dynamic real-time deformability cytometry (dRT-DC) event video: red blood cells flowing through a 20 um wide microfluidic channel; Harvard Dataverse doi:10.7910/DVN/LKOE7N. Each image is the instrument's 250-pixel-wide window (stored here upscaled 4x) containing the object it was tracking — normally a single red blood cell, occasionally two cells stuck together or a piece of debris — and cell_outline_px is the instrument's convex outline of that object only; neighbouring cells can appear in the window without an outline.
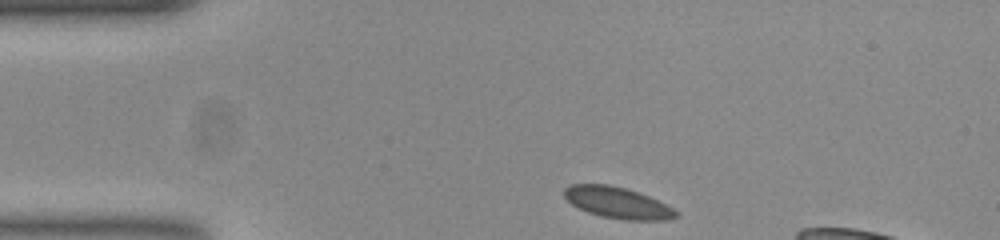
{"species": "common noctule bat (a hibernating species)", "species_latin": "Nyctalus noctula", "temperature_condition": "room temperature", "stored_images_in_passage": 46, "camera_frame_rate_fps": 3000, "um_per_image_px": 0.085, "animal": {"sex": "female", "body_mass_g": 23.0, "forearm_length_mm": 53.4}, "frame": {"image": 1, "passage_image": 1, "time_ms": 0.0, "image_size_px": [1000, 240], "cell_outline_px": [[676, 216], [660, 220], [624, 220], [600, 216], [588, 212], [572, 204], [564, 196], [564, 188], [572, 184], [608, 184], [624, 188], [648, 196], [672, 208], [676, 212]], "centroid_in_image_um": [52.42, 17.22], "position_along_channel_um": 32.6, "area_um2": 19.88}}
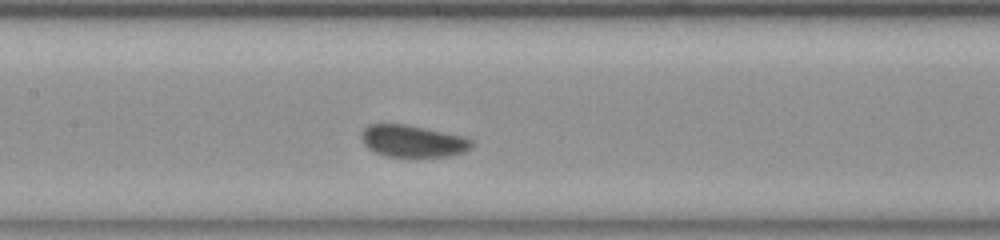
{"frame": {"image": 2, "passage_image": 16, "time_ms": 5.0, "image_size_px": [1000, 240], "cell_outline_px": [[472, 144], [464, 152], [448, 156], [388, 156], [376, 152], [368, 148], [364, 144], [364, 128], [372, 124], [404, 124], [460, 136], [472, 140]], "centroid_in_image_um": [35.08, 12.0], "position_along_channel_um": 172.3, "area_um2": 19.71}}
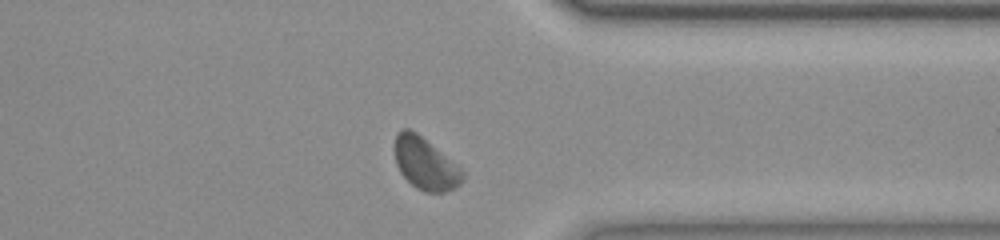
{"frame": {"image": 3, "passage_image": 33, "time_ms": 10.667, "image_size_px": [1000, 240], "cell_outline_px": [[464, 176], [460, 184], [444, 192], [424, 192], [416, 188], [400, 172], [396, 164], [396, 132], [400, 128], [408, 128], [416, 132], [460, 168], [464, 172]], "centroid_in_image_um": [36.13, 13.91], "position_along_channel_um": 375.3, "area_um2": 20.06}, "authors_computed_cell_mechanics": {"area_um2": 20.1722, "velocity_mm_per_s": 3.6846, "shape_relaxation_time_tau1_ms": 4.4814, "shape_relaxation_time_tau2_ms": null, "deformation_change_tau1": 0.0365, "deformation_change_tau2": null}}